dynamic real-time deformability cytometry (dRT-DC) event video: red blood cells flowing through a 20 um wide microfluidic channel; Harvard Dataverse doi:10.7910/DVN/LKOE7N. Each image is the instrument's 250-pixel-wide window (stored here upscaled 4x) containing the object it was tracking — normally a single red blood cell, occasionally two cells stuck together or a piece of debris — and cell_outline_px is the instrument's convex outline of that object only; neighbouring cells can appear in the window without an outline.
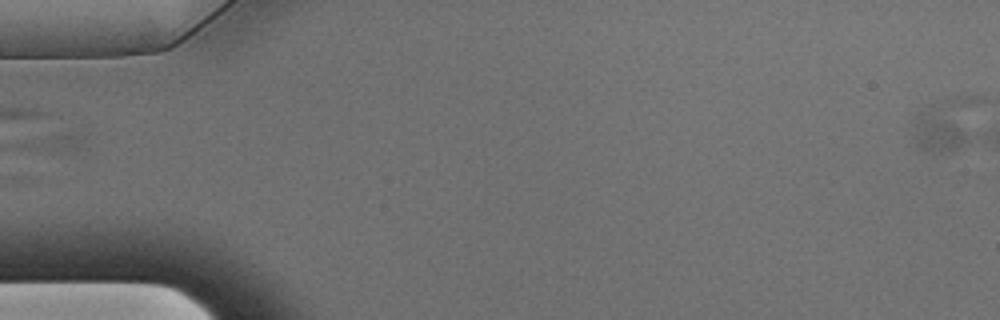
{"species": "Egyptian fruit bat (a non-hibernating species)", "species_latin": "Rousettus aegyptiacus", "temperature_condition": "warm", "stored_images_in_passage": 4, "camera_frame_rate_fps": 3000, "um_per_image_px": 0.085, "animal": {"sex": "male"}, "frame": {"image": 1, "passage_image": 1, "time_ms": 0.0, "image_size_px": [1000, 320], "cell_outline_px": [[964, 140], [952, 152], [928, 152], [916, 148], [912, 140], [912, 120], [920, 112], [928, 112], [944, 120], [964, 132]], "centroid_in_image_um": [79.48, 11.39], "position_along_channel_um": 5.5, "area_um2": 11.39}}